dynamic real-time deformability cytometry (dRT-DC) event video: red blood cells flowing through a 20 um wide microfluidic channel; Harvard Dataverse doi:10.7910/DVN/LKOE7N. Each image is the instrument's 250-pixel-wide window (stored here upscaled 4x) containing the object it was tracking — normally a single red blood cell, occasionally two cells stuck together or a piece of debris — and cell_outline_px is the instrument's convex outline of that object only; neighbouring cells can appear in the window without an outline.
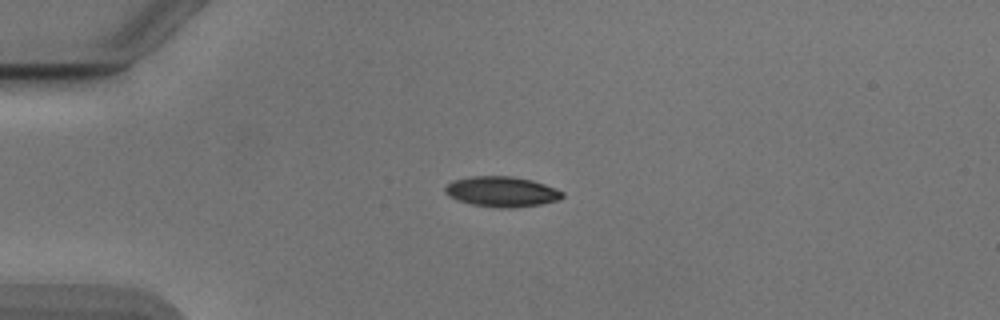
{"species": "Egyptian fruit bat (a non-hibernating species)", "species_latin": "Rousettus aegyptiacus", "temperature_condition": "cold", "stored_images_in_passage": 31, "camera_frame_rate_fps": 3000, "um_per_image_px": 0.085, "animal": {"sex": "male"}, "frame": {"image": 1, "passage_image": 1, "time_ms": 0.0, "image_size_px": [1000, 320], "cell_outline_px": [[564, 196], [560, 200], [540, 204], [516, 208], [496, 208], [472, 204], [460, 200], [444, 192], [444, 188], [452, 180], [472, 176], [512, 176], [532, 180], [544, 184], [564, 192]], "centroid_in_image_um": [42.68, 16.29], "position_along_channel_um": 42.3, "area_um2": 20.69}}
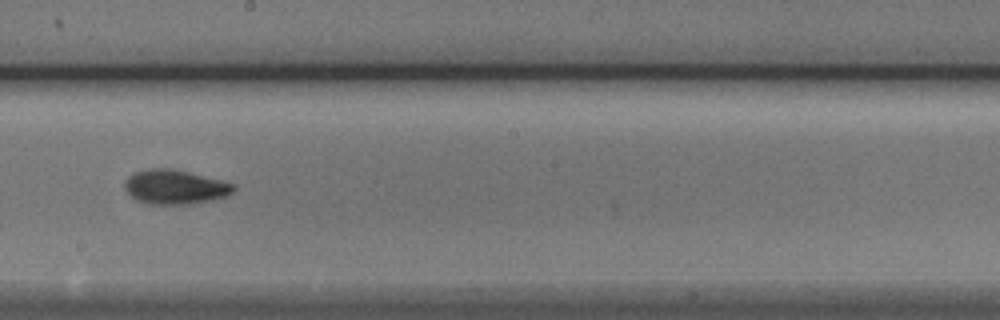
{"frame": {"image": 2, "passage_image": 18, "time_ms": 5.667, "image_size_px": [1000, 320], "cell_outline_px": [[236, 188], [228, 196], [216, 200], [192, 204], [148, 204], [136, 200], [124, 188], [124, 180], [132, 172], [152, 168], [172, 168], [188, 172], [232, 184]], "centroid_in_image_um": [14.84, 15.9], "position_along_channel_um": 233.4, "area_um2": 21.85}}
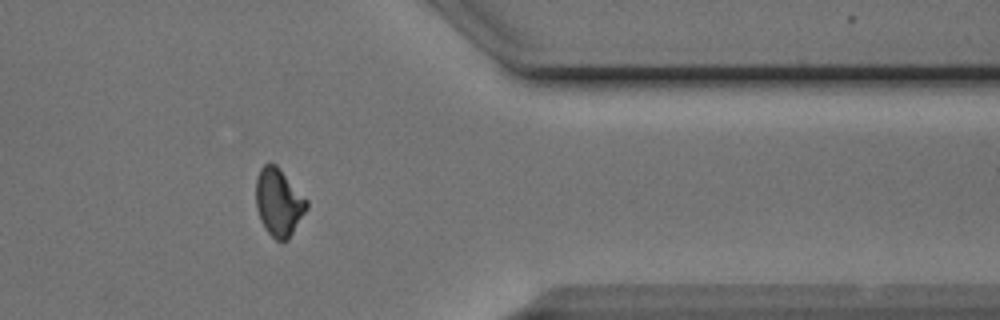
{"frame": {"image": 3, "passage_image": 31, "time_ms": 10.0, "image_size_px": [1000, 320], "cell_outline_px": [[308, 208], [288, 240], [276, 240], [264, 228], [260, 220], [256, 204], [256, 176], [260, 168], [264, 164], [276, 164], [308, 200]], "centroid_in_image_um": [23.69, 17.19], "position_along_channel_um": 387.7, "area_um2": 20.0}, "authors_computed_cell_mechanics": {"area_um2": 21.0392, "velocity_mm_per_s": 3.8922, "shape_relaxation_time_tau1_ms": 2.4914, "shape_relaxation_time_tau2_ms": 1.9968, "deformation_change_tau1": 0.1416, "deformation_change_tau2": 0.0635}}